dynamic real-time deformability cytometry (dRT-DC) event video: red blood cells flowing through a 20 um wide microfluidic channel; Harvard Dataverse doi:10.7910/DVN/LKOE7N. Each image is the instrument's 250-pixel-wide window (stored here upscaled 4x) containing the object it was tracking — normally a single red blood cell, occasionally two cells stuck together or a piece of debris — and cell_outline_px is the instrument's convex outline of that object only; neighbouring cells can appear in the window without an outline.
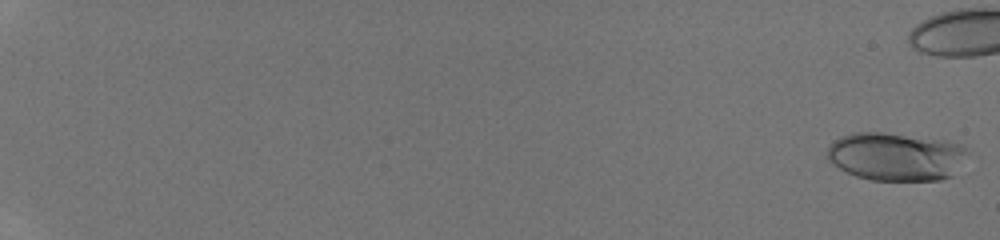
{"species": "human", "species_latin": "Homo sapiens", "temperature_condition": "room temperature", "stored_images_in_passage": 43, "camera_frame_rate_fps": 3000, "um_per_image_px": 0.085, "donor": {"sex": "male"}, "frame": {"image": 1, "passage_image": 1, "time_ms": 0.0, "image_size_px": [1000, 240], "cell_outline_px": [[968, 152], [952, 176], [940, 180], [872, 180], [856, 176], [840, 168], [828, 160], [828, 144], [832, 140], [840, 136], [852, 132], [884, 132], [948, 140], [960, 144]], "centroid_in_image_um": [76.13, 13.28], "position_along_channel_um": 8.9, "area_um2": 39.54}}
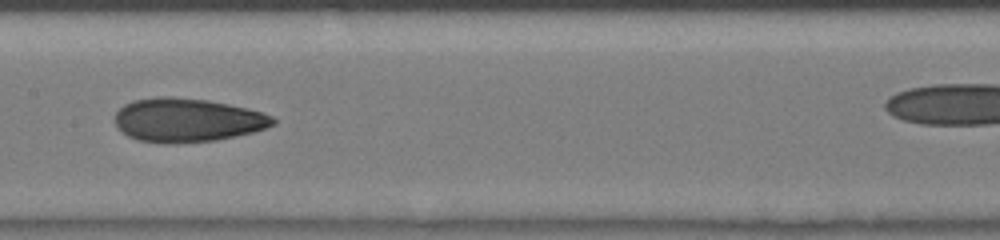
{"frame": {"image": 2, "passage_image": 28, "time_ms": 9.0, "image_size_px": [1000, 240], "cell_outline_px": [[276, 124], [252, 132], [216, 140], [168, 144], [140, 140], [128, 136], [116, 124], [116, 112], [124, 104], [132, 100], [156, 96], [172, 96], [208, 100], [228, 104], [260, 112], [272, 116], [276, 120]], "centroid_in_image_um": [15.9, 10.19], "position_along_channel_um": 191.5, "area_um2": 40.06}}
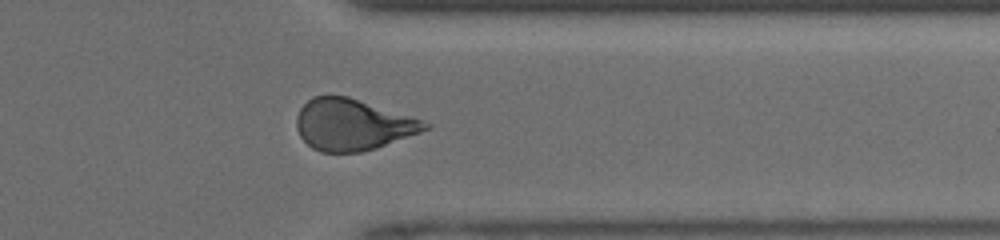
{"frame": {"image": 3, "passage_image": 40, "time_ms": 13.0, "image_size_px": [1000, 240], "cell_outline_px": [[432, 128], [376, 148], [360, 152], [320, 152], [312, 148], [300, 136], [296, 128], [296, 116], [300, 108], [312, 96], [348, 96], [432, 124]], "centroid_in_image_um": [29.94, 10.6], "position_along_channel_um": 381.5, "area_um2": 38.09}}